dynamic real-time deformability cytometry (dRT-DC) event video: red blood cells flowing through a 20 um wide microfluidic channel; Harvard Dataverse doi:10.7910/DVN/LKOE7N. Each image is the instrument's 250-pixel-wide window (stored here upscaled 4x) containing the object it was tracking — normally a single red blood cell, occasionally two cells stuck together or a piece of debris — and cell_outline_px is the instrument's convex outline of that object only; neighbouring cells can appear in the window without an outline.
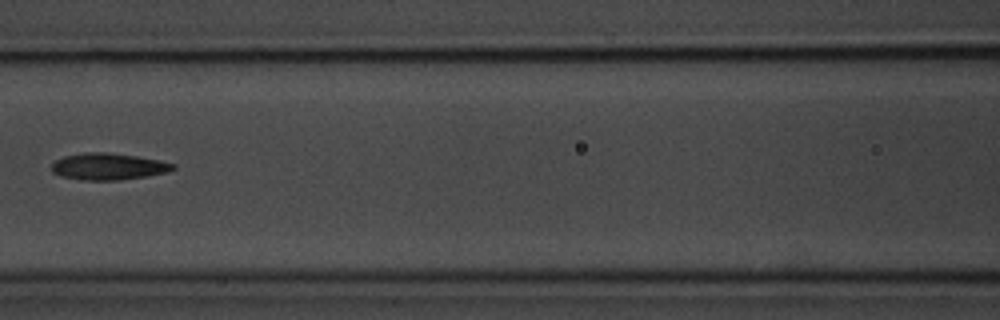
{"species": "common noctule bat (a hibernating species)", "species_latin": "Nyctalus noctula", "temperature_condition": "room temperature", "stored_images_in_passage": 7, "camera_frame_rate_fps": 3000, "um_per_image_px": 0.085, "animal": {"sex": "male", "body_mass_g": 20.1, "forearm_length_mm": 53.5}, "frame": {"image": 1, "passage_image": 6, "time_ms": 6.0, "image_size_px": [1000, 320], "cell_outline_px": [[176, 168], [164, 172], [144, 176], [120, 180], [84, 180], [60, 176], [52, 172], [52, 164], [56, 160], [64, 156], [84, 152], [108, 152], [136, 156], [176, 164]], "centroid_in_image_um": [9.16, 14.15], "position_along_channel_um": 157.4, "area_um2": 18.67}}
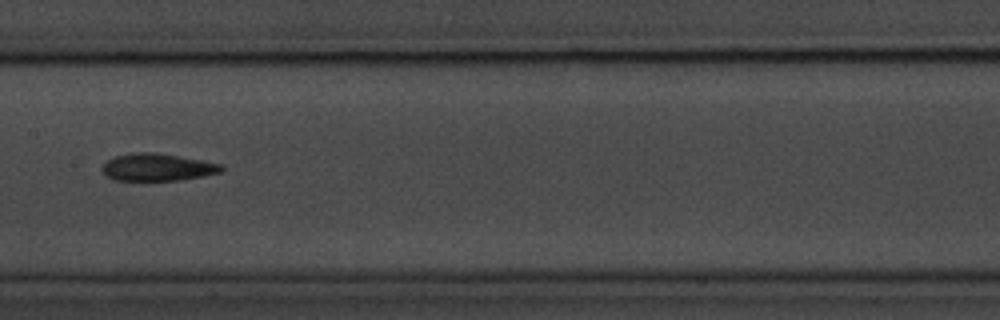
{"frame": {"image": 2, "passage_image": 7, "time_ms": 7.0, "image_size_px": [1000, 320], "cell_outline_px": [[224, 168], [220, 172], [204, 176], [180, 180], [112, 180], [100, 168], [108, 160], [116, 156], [136, 152], [152, 152], [224, 164]], "centroid_in_image_um": [13.39, 14.22], "position_along_channel_um": 194.0, "area_um2": 18.79}}